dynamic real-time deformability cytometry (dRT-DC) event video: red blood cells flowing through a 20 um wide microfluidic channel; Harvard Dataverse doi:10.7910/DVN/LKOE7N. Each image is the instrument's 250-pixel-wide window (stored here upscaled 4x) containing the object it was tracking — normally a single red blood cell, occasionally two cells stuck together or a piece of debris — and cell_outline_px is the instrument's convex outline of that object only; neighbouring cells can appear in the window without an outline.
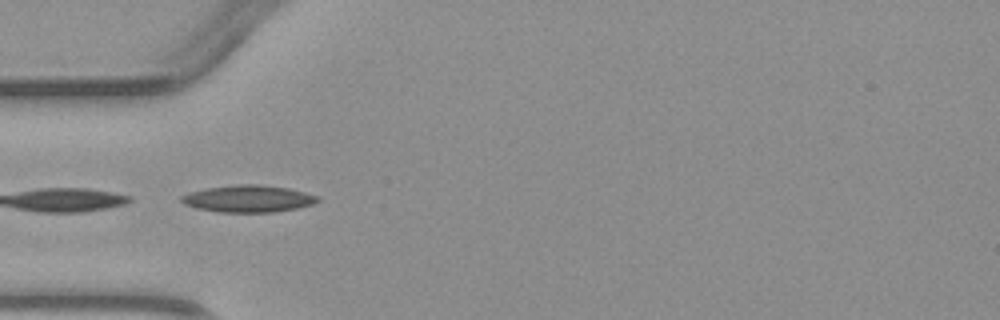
{"species": "common noctule bat (a hibernating species)", "species_latin": "Nyctalus noctula", "temperature_condition": "warm", "stored_images_in_passage": 4, "camera_frame_rate_fps": 3000, "um_per_image_px": 0.085, "animal": {"sex": "male", "body_mass_g": 23.1, "forearm_length_mm": 52.7}, "frame": {"image": 1, "passage_image": 3, "time_ms": 3.333, "image_size_px": [1000, 320], "cell_outline_px": [[320, 200], [312, 204], [296, 208], [272, 212], [220, 212], [196, 208], [184, 204], [180, 200], [180, 196], [188, 192], [208, 188], [236, 184], [260, 184], [288, 188], [320, 196]], "centroid_in_image_um": [21.09, 16.88], "position_along_channel_um": 63.9, "area_um2": 21.44}}
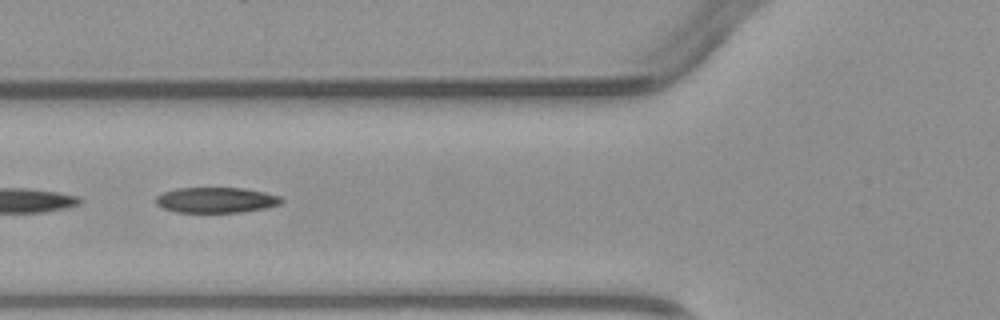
{"frame": {"image": 2, "passage_image": 4, "time_ms": 4.333, "image_size_px": [1000, 320], "cell_outline_px": [[284, 200], [280, 204], [264, 208], [240, 212], [176, 212], [164, 208], [156, 204], [156, 196], [164, 192], [176, 188], [244, 188], [264, 192], [280, 196]], "centroid_in_image_um": [18.37, 17.0], "position_along_channel_um": 107.4, "area_um2": 18.55}}